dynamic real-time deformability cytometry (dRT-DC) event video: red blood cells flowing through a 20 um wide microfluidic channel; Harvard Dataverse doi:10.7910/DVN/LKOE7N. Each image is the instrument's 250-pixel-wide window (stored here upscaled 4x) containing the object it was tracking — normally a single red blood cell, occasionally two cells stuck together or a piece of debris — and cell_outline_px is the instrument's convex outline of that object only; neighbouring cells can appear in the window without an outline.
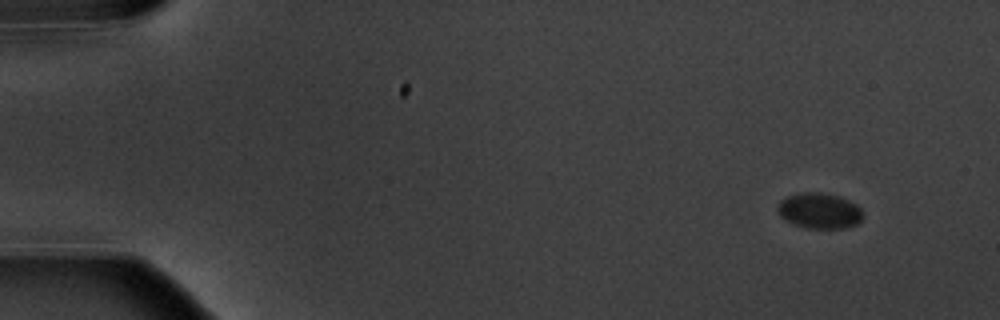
{"species": "common noctule bat (a hibernating species)", "species_latin": "Nyctalus noctula", "temperature_condition": "warm", "stored_images_in_passage": 7, "segment_of_instrument_passage": [2, 2], "camera_frame_rate_fps": 3000, "um_per_image_px": 0.085, "animal": {"sex": "male", "body_mass_g": 20.1, "forearm_length_mm": 53.5}, "frame": {"image": 1, "passage_image": 7, "time_ms": 7.667, "image_size_px": [1000, 320], "cell_outline_px": [[864, 216], [856, 224], [844, 228], [808, 228], [792, 224], [784, 220], [780, 216], [776, 208], [780, 200], [788, 196], [804, 192], [820, 192], [840, 196], [856, 204], [860, 208]], "centroid_in_image_um": [69.63, 17.91], "position_along_channel_um": 15.4, "area_um2": 17.8}}